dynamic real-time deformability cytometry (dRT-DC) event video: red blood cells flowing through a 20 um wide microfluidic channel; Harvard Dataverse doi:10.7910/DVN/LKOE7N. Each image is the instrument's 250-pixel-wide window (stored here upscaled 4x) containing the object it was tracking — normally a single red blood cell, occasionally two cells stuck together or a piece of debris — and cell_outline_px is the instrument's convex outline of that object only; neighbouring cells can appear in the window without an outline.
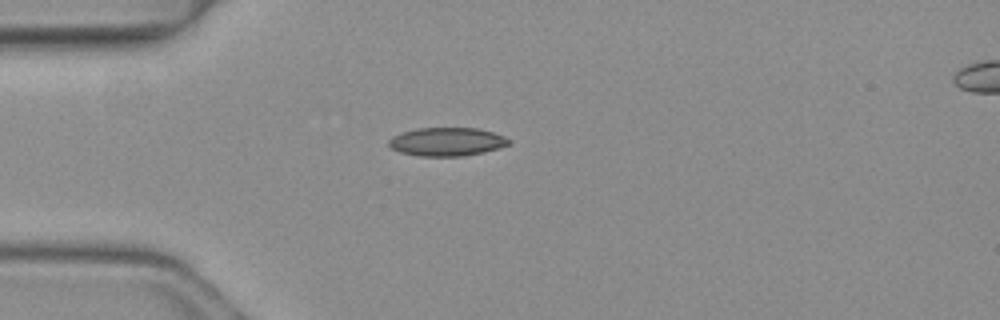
{"species": "common noctule bat (a hibernating species)", "species_latin": "Nyctalus noctula", "temperature_condition": "warm", "stored_images_in_passage": 3, "camera_frame_rate_fps": 3000, "um_per_image_px": 0.085, "animal": {"sex": "female", "body_mass_g": 19.3, "forearm_length_mm": 54.1}, "frame": {"image": 1, "passage_image": 2, "time_ms": 0.333, "image_size_px": [1000, 320], "cell_outline_px": [[512, 140], [508, 144], [484, 152], [464, 156], [420, 156], [400, 152], [392, 148], [388, 144], [388, 140], [392, 136], [416, 128], [480, 128], [504, 136]], "centroid_in_image_um": [37.98, 12.04], "position_along_channel_um": 47.0, "area_um2": 19.83}}